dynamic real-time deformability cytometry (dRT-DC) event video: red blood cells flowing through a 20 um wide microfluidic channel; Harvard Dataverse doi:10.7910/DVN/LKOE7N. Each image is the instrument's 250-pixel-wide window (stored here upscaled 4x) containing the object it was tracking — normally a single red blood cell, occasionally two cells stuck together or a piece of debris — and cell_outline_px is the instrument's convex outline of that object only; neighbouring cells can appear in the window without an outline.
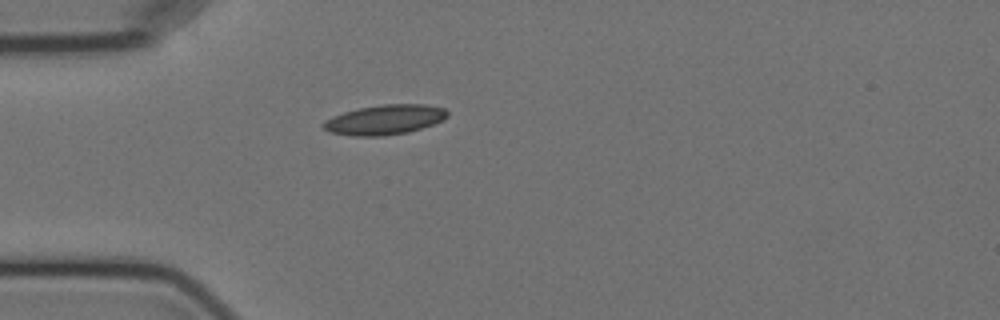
{"species": "Egyptian fruit bat (a non-hibernating species)", "species_latin": "Rousettus aegyptiacus", "temperature_condition": "cold", "stored_images_in_passage": 2, "camera_frame_rate_fps": 3000, "um_per_image_px": 0.085, "animal": {"sex": "female"}, "frame": {"image": 1, "passage_image": 1, "time_ms": 0.0, "image_size_px": [1000, 320], "cell_outline_px": [[448, 116], [444, 120], [408, 132], [384, 136], [352, 136], [332, 132], [324, 128], [324, 124], [332, 116], [344, 112], [360, 108], [384, 104], [424, 104], [444, 108], [448, 112]], "centroid_in_image_um": [32.75, 10.17], "position_along_channel_um": 52.2, "area_um2": 21.27}}